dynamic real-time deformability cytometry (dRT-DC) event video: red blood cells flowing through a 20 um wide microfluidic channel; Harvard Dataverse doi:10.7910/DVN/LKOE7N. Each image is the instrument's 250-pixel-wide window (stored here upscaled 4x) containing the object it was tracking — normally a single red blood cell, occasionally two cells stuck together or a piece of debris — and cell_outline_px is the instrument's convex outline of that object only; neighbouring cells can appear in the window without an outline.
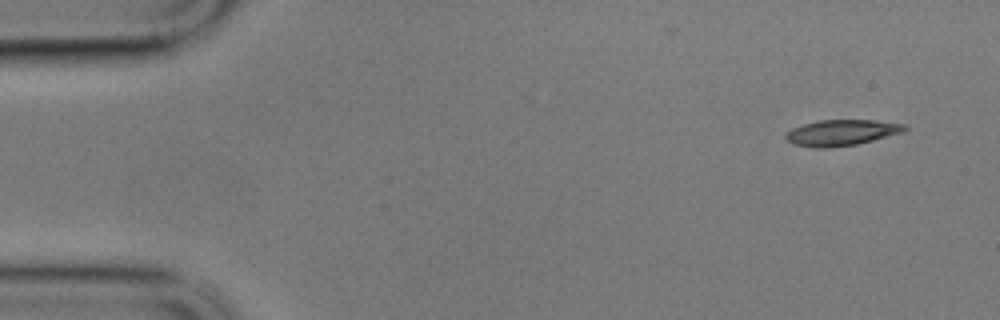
{"species": "common noctule bat (a hibernating species)", "species_latin": "Nyctalus noctula", "temperature_condition": "cold", "stored_images_in_passage": 8, "camera_frame_rate_fps": 3000, "um_per_image_px": 0.085, "animal": {"sex": "male", "body_mass_g": 17.9}, "frame": {"image": 1, "passage_image": 1, "time_ms": 0.0, "image_size_px": [1000, 320], "cell_outline_px": [[908, 128], [904, 132], [856, 144], [828, 148], [816, 148], [792, 144], [784, 136], [784, 132], [792, 128], [816, 120], [876, 120], [908, 124]], "centroid_in_image_um": [71.53, 11.26], "position_along_channel_um": 13.5, "area_um2": 18.15}}